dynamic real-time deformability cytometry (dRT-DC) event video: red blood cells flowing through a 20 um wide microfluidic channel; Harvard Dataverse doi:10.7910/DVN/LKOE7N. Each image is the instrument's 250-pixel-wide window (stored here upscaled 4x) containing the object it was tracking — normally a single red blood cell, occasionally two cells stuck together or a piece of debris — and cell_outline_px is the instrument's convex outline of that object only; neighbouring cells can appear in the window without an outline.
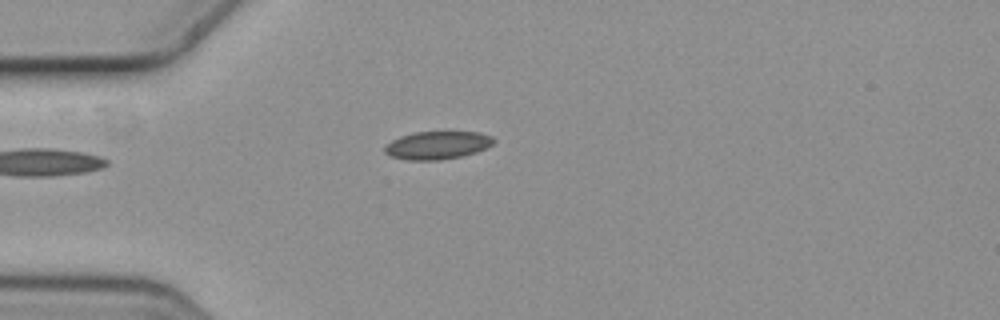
{"species": "common noctule bat (a hibernating species)", "species_latin": "Nyctalus noctula", "temperature_condition": "cold", "stored_images_in_passage": 5, "camera_frame_rate_fps": 3000, "um_per_image_px": 0.085, "animal": {"sex": "female", "body_mass_g": 19.3, "forearm_length_mm": 54.1}, "frame": {"image": 1, "passage_image": 5, "time_ms": 1.333, "image_size_px": [1000, 320], "cell_outline_px": [[496, 140], [488, 148], [476, 152], [460, 156], [440, 160], [408, 160], [392, 156], [384, 152], [384, 148], [392, 140], [400, 136], [416, 132], [480, 132], [492, 136]], "centroid_in_image_um": [37.21, 12.34], "position_along_channel_um": 47.8, "area_um2": 17.69}}